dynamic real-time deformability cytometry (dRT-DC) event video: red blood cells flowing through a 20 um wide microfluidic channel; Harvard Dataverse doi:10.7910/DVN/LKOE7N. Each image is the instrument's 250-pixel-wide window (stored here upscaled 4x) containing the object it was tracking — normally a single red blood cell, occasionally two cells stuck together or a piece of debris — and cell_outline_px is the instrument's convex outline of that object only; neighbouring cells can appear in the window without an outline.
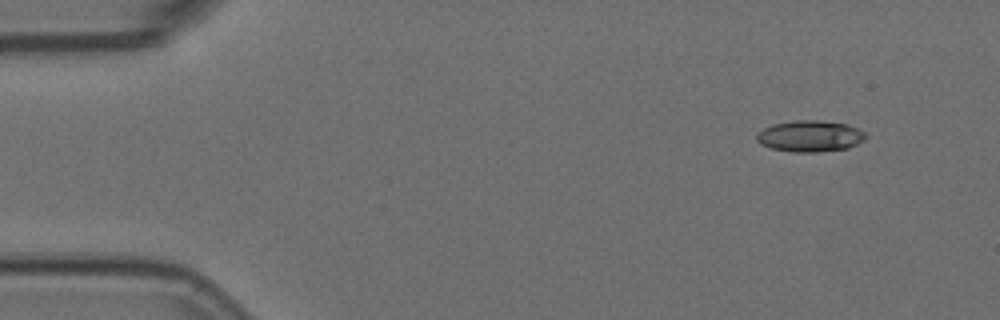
{"species": "Egyptian fruit bat (a non-hibernating species)", "species_latin": "Rousettus aegyptiacus", "temperature_condition": "room temperature", "stored_images_in_passage": 4, "camera_frame_rate_fps": 3000, "um_per_image_px": 0.085, "animal": {"sex": "female"}, "frame": {"image": 1, "passage_image": 1, "time_ms": 0.0, "image_size_px": [1000, 320], "cell_outline_px": [[868, 136], [864, 140], [848, 148], [816, 152], [792, 152], [772, 148], [760, 144], [756, 140], [756, 136], [764, 128], [772, 124], [796, 120], [816, 120], [848, 124], [864, 132]], "centroid_in_image_um": [68.85, 11.57], "position_along_channel_um": 16.1, "area_um2": 19.83}}
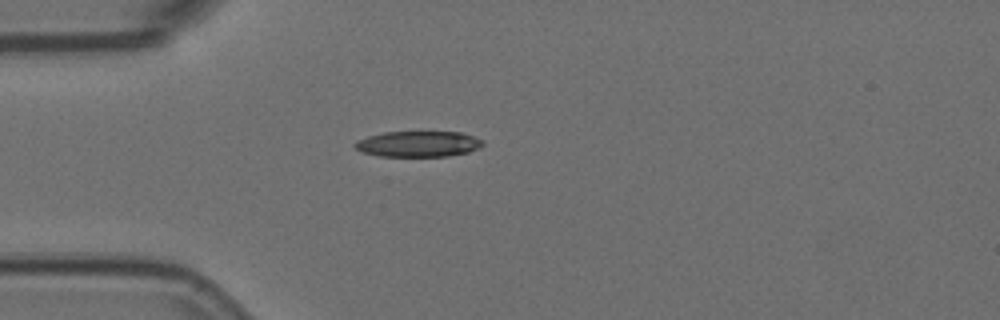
{"frame": {"image": 2, "passage_image": 4, "time_ms": 1.0, "image_size_px": [1000, 320], "cell_outline_px": [[484, 144], [480, 148], [468, 152], [448, 156], [380, 156], [364, 152], [356, 148], [352, 144], [356, 140], [368, 136], [384, 132], [460, 132], [484, 140]], "centroid_in_image_um": [35.56, 12.23], "position_along_channel_um": 49.4, "area_um2": 19.19}}